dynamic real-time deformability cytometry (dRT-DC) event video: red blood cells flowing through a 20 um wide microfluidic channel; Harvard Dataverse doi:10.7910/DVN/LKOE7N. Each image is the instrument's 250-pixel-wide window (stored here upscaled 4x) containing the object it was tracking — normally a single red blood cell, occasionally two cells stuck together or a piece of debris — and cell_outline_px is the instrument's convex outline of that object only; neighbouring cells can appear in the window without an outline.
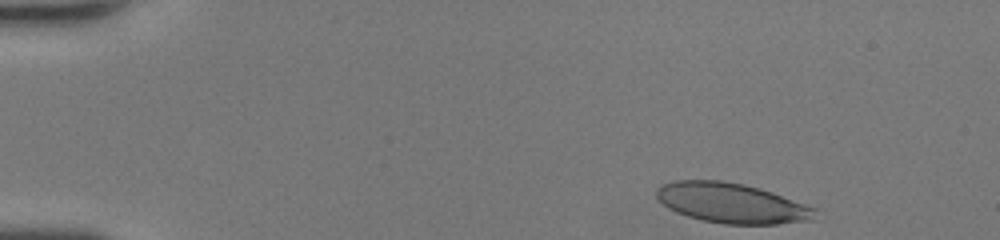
{"species": "human", "species_latin": "Homo sapiens", "temperature_condition": "room temperature", "stored_images_in_passage": 36, "camera_frame_rate_fps": 3000, "um_per_image_px": 0.085, "donor": {"sex": "female"}, "frame": {"image": 1, "passage_image": 1, "time_ms": 0.0, "image_size_px": [1000, 240], "cell_outline_px": [[816, 208], [812, 220], [776, 224], [724, 224], [704, 220], [688, 216], [676, 212], [668, 208], [656, 196], [656, 188], [660, 184], [672, 180], [720, 180], [744, 184], [760, 188], [772, 192]], "centroid_in_image_um": [62.15, 17.25], "position_along_channel_um": 22.9, "area_um2": 36.88}}
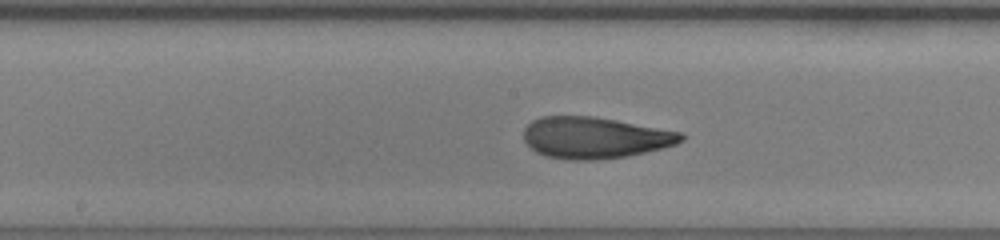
{"frame": {"image": 2, "passage_image": 20, "time_ms": 6.333, "image_size_px": [1000, 240], "cell_outline_px": [[684, 140], [676, 144], [628, 156], [592, 160], [568, 160], [544, 156], [536, 152], [524, 140], [524, 128], [532, 120], [540, 116], [592, 116], [616, 120], [684, 132]], "centroid_in_image_um": [50.55, 11.7], "position_along_channel_um": 197.7, "area_um2": 38.09}}
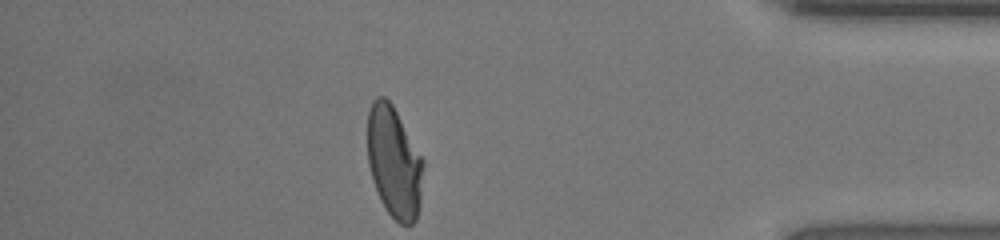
{"frame": {"image": 3, "passage_image": 36, "time_ms": 11.667, "image_size_px": [1000, 240], "cell_outline_px": [[424, 164], [420, 204], [416, 220], [412, 224], [400, 224], [388, 212], [380, 200], [372, 180], [368, 164], [368, 112], [372, 100], [376, 96], [384, 96], [392, 104], [424, 160]], "centroid_in_image_um": [33.5, 13.78], "position_along_channel_um": 401.7, "area_um2": 36.3}, "authors_computed_cell_mechanics": {"area_um2": 37.8012, "velocity_mm_per_s": 4.4544, "shape_relaxation_time_tau1_ms": 7.0555, "shape_relaxation_time_tau2_ms": 1.1121, "deformation_change_tau1": 0.2797, "deformation_change_tau2": 0.0855}}